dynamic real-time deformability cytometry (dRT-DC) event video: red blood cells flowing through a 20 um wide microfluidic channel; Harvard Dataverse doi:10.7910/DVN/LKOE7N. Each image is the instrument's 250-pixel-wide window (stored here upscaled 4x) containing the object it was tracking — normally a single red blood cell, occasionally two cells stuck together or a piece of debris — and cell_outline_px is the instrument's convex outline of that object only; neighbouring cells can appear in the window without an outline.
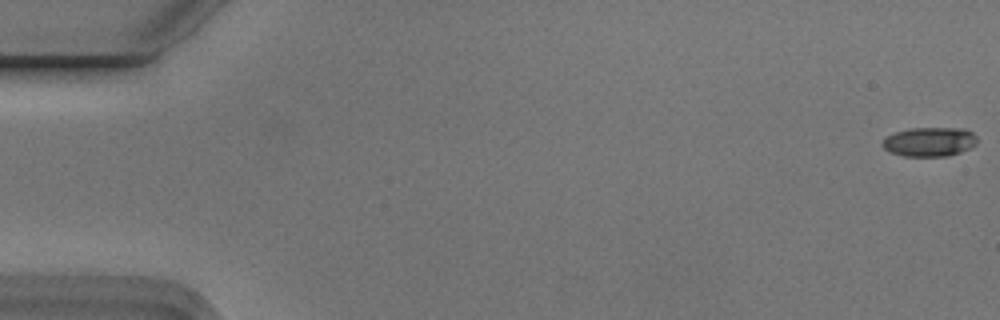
{"species": "Egyptian fruit bat (a non-hibernating species)", "species_latin": "Rousettus aegyptiacus", "temperature_condition": "cold", "stored_images_in_passage": 5, "camera_frame_rate_fps": 3000, "um_per_image_px": 0.085, "animal": {"sex": "male"}, "frame": {"image": 1, "passage_image": 1, "time_ms": 0.0, "image_size_px": [1000, 320], "cell_outline_px": [[976, 144], [960, 152], [948, 156], [904, 156], [888, 152], [880, 144], [888, 136], [896, 132], [912, 128], [964, 128], [972, 132], [976, 136]], "centroid_in_image_um": [79.0, 12.05], "position_along_channel_um": 6.0, "area_um2": 16.07}}
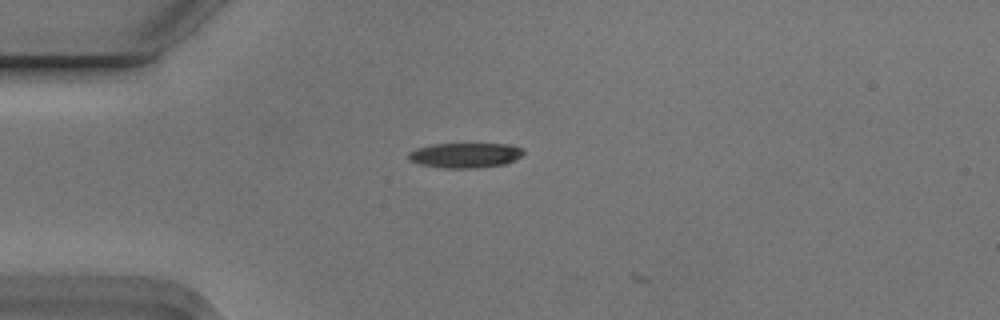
{"frame": {"image": 2, "passage_image": 5, "time_ms": 1.333, "image_size_px": [1000, 320], "cell_outline_px": [[524, 152], [516, 160], [504, 164], [476, 168], [444, 168], [420, 164], [408, 160], [408, 152], [416, 148], [432, 144], [512, 144], [520, 148]], "centroid_in_image_um": [39.52, 13.19], "position_along_channel_um": 45.5, "area_um2": 16.76}}